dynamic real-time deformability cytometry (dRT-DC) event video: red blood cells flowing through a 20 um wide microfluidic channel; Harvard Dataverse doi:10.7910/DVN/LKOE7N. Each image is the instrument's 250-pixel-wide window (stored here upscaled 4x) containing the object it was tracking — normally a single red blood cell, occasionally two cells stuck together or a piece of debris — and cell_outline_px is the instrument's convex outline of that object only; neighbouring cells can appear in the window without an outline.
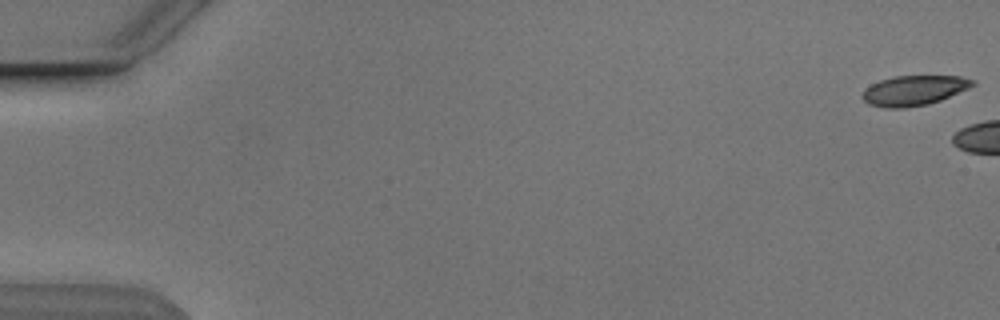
{"species": "Egyptian fruit bat (a non-hibernating species)", "species_latin": "Rousettus aegyptiacus", "temperature_condition": "cold", "stored_images_in_passage": 4, "camera_frame_rate_fps": 3000, "um_per_image_px": 0.085, "animal": {"sex": "male"}, "frame": {"image": 1, "passage_image": 1, "time_ms": 0.0, "image_size_px": [1000, 320], "cell_outline_px": [[976, 84], [968, 88], [940, 100], [928, 104], [904, 108], [884, 108], [868, 104], [860, 96], [864, 88], [880, 80], [896, 76], [960, 76], [976, 80]], "centroid_in_image_um": [77.66, 7.69], "position_along_channel_um": 7.3, "area_um2": 19.31}}